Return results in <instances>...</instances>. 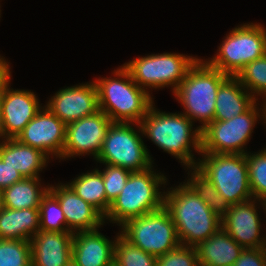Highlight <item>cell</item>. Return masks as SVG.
I'll use <instances>...</instances> for the list:
<instances>
[{
  "instance_id": "cell-1",
  "label": "cell",
  "mask_w": 266,
  "mask_h": 266,
  "mask_svg": "<svg viewBox=\"0 0 266 266\" xmlns=\"http://www.w3.org/2000/svg\"><path fill=\"white\" fill-rule=\"evenodd\" d=\"M139 124L143 136L159 149L179 159L184 170L196 167L198 160H195L193 150L201 154V129L198 126L193 129L195 123L186 115L160 111L153 103Z\"/></svg>"
},
{
  "instance_id": "cell-24",
  "label": "cell",
  "mask_w": 266,
  "mask_h": 266,
  "mask_svg": "<svg viewBox=\"0 0 266 266\" xmlns=\"http://www.w3.org/2000/svg\"><path fill=\"white\" fill-rule=\"evenodd\" d=\"M48 189L49 184L41 185V178H24L2 190L4 207L14 210L39 208Z\"/></svg>"
},
{
  "instance_id": "cell-33",
  "label": "cell",
  "mask_w": 266,
  "mask_h": 266,
  "mask_svg": "<svg viewBox=\"0 0 266 266\" xmlns=\"http://www.w3.org/2000/svg\"><path fill=\"white\" fill-rule=\"evenodd\" d=\"M156 266H199L196 247L180 245L158 256Z\"/></svg>"
},
{
  "instance_id": "cell-23",
  "label": "cell",
  "mask_w": 266,
  "mask_h": 266,
  "mask_svg": "<svg viewBox=\"0 0 266 266\" xmlns=\"http://www.w3.org/2000/svg\"><path fill=\"white\" fill-rule=\"evenodd\" d=\"M39 208L0 211V239L28 240L39 231Z\"/></svg>"
},
{
  "instance_id": "cell-26",
  "label": "cell",
  "mask_w": 266,
  "mask_h": 266,
  "mask_svg": "<svg viewBox=\"0 0 266 266\" xmlns=\"http://www.w3.org/2000/svg\"><path fill=\"white\" fill-rule=\"evenodd\" d=\"M186 169L188 170V176H190L187 177L188 179L186 178L187 181H184L207 203L208 207L222 219L231 208L230 202L218 193L213 183L196 167Z\"/></svg>"
},
{
  "instance_id": "cell-30",
  "label": "cell",
  "mask_w": 266,
  "mask_h": 266,
  "mask_svg": "<svg viewBox=\"0 0 266 266\" xmlns=\"http://www.w3.org/2000/svg\"><path fill=\"white\" fill-rule=\"evenodd\" d=\"M249 185L253 198L266 201V148L246 154Z\"/></svg>"
},
{
  "instance_id": "cell-6",
  "label": "cell",
  "mask_w": 266,
  "mask_h": 266,
  "mask_svg": "<svg viewBox=\"0 0 266 266\" xmlns=\"http://www.w3.org/2000/svg\"><path fill=\"white\" fill-rule=\"evenodd\" d=\"M258 102L230 120L209 123L201 131V153L246 154V145L251 140L258 119L265 123L264 103L260 102V106Z\"/></svg>"
},
{
  "instance_id": "cell-25",
  "label": "cell",
  "mask_w": 266,
  "mask_h": 266,
  "mask_svg": "<svg viewBox=\"0 0 266 266\" xmlns=\"http://www.w3.org/2000/svg\"><path fill=\"white\" fill-rule=\"evenodd\" d=\"M77 176L67 184L79 197L96 208L105 217L111 202L106 197L103 177L99 169L95 167L91 172L87 171Z\"/></svg>"
},
{
  "instance_id": "cell-11",
  "label": "cell",
  "mask_w": 266,
  "mask_h": 266,
  "mask_svg": "<svg viewBox=\"0 0 266 266\" xmlns=\"http://www.w3.org/2000/svg\"><path fill=\"white\" fill-rule=\"evenodd\" d=\"M120 229L126 240L155 257L181 245L175 224L164 206L126 221Z\"/></svg>"
},
{
  "instance_id": "cell-3",
  "label": "cell",
  "mask_w": 266,
  "mask_h": 266,
  "mask_svg": "<svg viewBox=\"0 0 266 266\" xmlns=\"http://www.w3.org/2000/svg\"><path fill=\"white\" fill-rule=\"evenodd\" d=\"M112 74L113 78L99 77L94 80L99 110L113 123H140L154 103V98L134 82L123 65L113 70Z\"/></svg>"
},
{
  "instance_id": "cell-5",
  "label": "cell",
  "mask_w": 266,
  "mask_h": 266,
  "mask_svg": "<svg viewBox=\"0 0 266 266\" xmlns=\"http://www.w3.org/2000/svg\"><path fill=\"white\" fill-rule=\"evenodd\" d=\"M228 77L229 75L212 67L200 57L173 92L184 109L181 113L193 123L199 121L201 124L198 127L201 131L214 121L217 91Z\"/></svg>"
},
{
  "instance_id": "cell-40",
  "label": "cell",
  "mask_w": 266,
  "mask_h": 266,
  "mask_svg": "<svg viewBox=\"0 0 266 266\" xmlns=\"http://www.w3.org/2000/svg\"><path fill=\"white\" fill-rule=\"evenodd\" d=\"M264 107H265V124L266 125V101L264 102Z\"/></svg>"
},
{
  "instance_id": "cell-39",
  "label": "cell",
  "mask_w": 266,
  "mask_h": 266,
  "mask_svg": "<svg viewBox=\"0 0 266 266\" xmlns=\"http://www.w3.org/2000/svg\"><path fill=\"white\" fill-rule=\"evenodd\" d=\"M66 266H78L73 260H71Z\"/></svg>"
},
{
  "instance_id": "cell-2",
  "label": "cell",
  "mask_w": 266,
  "mask_h": 266,
  "mask_svg": "<svg viewBox=\"0 0 266 266\" xmlns=\"http://www.w3.org/2000/svg\"><path fill=\"white\" fill-rule=\"evenodd\" d=\"M167 189L164 207L171 215L181 245L196 247L221 227V218L186 182Z\"/></svg>"
},
{
  "instance_id": "cell-35",
  "label": "cell",
  "mask_w": 266,
  "mask_h": 266,
  "mask_svg": "<svg viewBox=\"0 0 266 266\" xmlns=\"http://www.w3.org/2000/svg\"><path fill=\"white\" fill-rule=\"evenodd\" d=\"M23 175L17 169L11 167L9 164L4 163L0 159V189L3 190L10 187L15 182L22 181Z\"/></svg>"
},
{
  "instance_id": "cell-9",
  "label": "cell",
  "mask_w": 266,
  "mask_h": 266,
  "mask_svg": "<svg viewBox=\"0 0 266 266\" xmlns=\"http://www.w3.org/2000/svg\"><path fill=\"white\" fill-rule=\"evenodd\" d=\"M196 168L207 177L230 204L253 198L245 154L201 153Z\"/></svg>"
},
{
  "instance_id": "cell-20",
  "label": "cell",
  "mask_w": 266,
  "mask_h": 266,
  "mask_svg": "<svg viewBox=\"0 0 266 266\" xmlns=\"http://www.w3.org/2000/svg\"><path fill=\"white\" fill-rule=\"evenodd\" d=\"M0 159L17 169L24 178H40V173L50 161L41 150L25 145L16 138L0 141Z\"/></svg>"
},
{
  "instance_id": "cell-10",
  "label": "cell",
  "mask_w": 266,
  "mask_h": 266,
  "mask_svg": "<svg viewBox=\"0 0 266 266\" xmlns=\"http://www.w3.org/2000/svg\"><path fill=\"white\" fill-rule=\"evenodd\" d=\"M142 137L139 123H112L96 162L120 166L131 172L150 168L154 160Z\"/></svg>"
},
{
  "instance_id": "cell-27",
  "label": "cell",
  "mask_w": 266,
  "mask_h": 266,
  "mask_svg": "<svg viewBox=\"0 0 266 266\" xmlns=\"http://www.w3.org/2000/svg\"><path fill=\"white\" fill-rule=\"evenodd\" d=\"M235 77L257 101L261 98L263 103L266 101V53L247 64Z\"/></svg>"
},
{
  "instance_id": "cell-34",
  "label": "cell",
  "mask_w": 266,
  "mask_h": 266,
  "mask_svg": "<svg viewBox=\"0 0 266 266\" xmlns=\"http://www.w3.org/2000/svg\"><path fill=\"white\" fill-rule=\"evenodd\" d=\"M234 266H266V247L244 249Z\"/></svg>"
},
{
  "instance_id": "cell-28",
  "label": "cell",
  "mask_w": 266,
  "mask_h": 266,
  "mask_svg": "<svg viewBox=\"0 0 266 266\" xmlns=\"http://www.w3.org/2000/svg\"><path fill=\"white\" fill-rule=\"evenodd\" d=\"M41 231L69 232L58 198L48 189L39 205Z\"/></svg>"
},
{
  "instance_id": "cell-19",
  "label": "cell",
  "mask_w": 266,
  "mask_h": 266,
  "mask_svg": "<svg viewBox=\"0 0 266 266\" xmlns=\"http://www.w3.org/2000/svg\"><path fill=\"white\" fill-rule=\"evenodd\" d=\"M99 228L73 234L72 260L78 266H112L114 264L113 240L105 237Z\"/></svg>"
},
{
  "instance_id": "cell-32",
  "label": "cell",
  "mask_w": 266,
  "mask_h": 266,
  "mask_svg": "<svg viewBox=\"0 0 266 266\" xmlns=\"http://www.w3.org/2000/svg\"><path fill=\"white\" fill-rule=\"evenodd\" d=\"M103 170H99L103 177L107 199L112 202L122 191L131 173L123 167L103 164Z\"/></svg>"
},
{
  "instance_id": "cell-38",
  "label": "cell",
  "mask_w": 266,
  "mask_h": 266,
  "mask_svg": "<svg viewBox=\"0 0 266 266\" xmlns=\"http://www.w3.org/2000/svg\"><path fill=\"white\" fill-rule=\"evenodd\" d=\"M4 208V203H3V193L2 190L0 189V211Z\"/></svg>"
},
{
  "instance_id": "cell-36",
  "label": "cell",
  "mask_w": 266,
  "mask_h": 266,
  "mask_svg": "<svg viewBox=\"0 0 266 266\" xmlns=\"http://www.w3.org/2000/svg\"><path fill=\"white\" fill-rule=\"evenodd\" d=\"M11 68L5 57L0 55V93L3 86L11 79Z\"/></svg>"
},
{
  "instance_id": "cell-37",
  "label": "cell",
  "mask_w": 266,
  "mask_h": 266,
  "mask_svg": "<svg viewBox=\"0 0 266 266\" xmlns=\"http://www.w3.org/2000/svg\"><path fill=\"white\" fill-rule=\"evenodd\" d=\"M4 139V133H3V118H2V112H1V106H0V141Z\"/></svg>"
},
{
  "instance_id": "cell-12",
  "label": "cell",
  "mask_w": 266,
  "mask_h": 266,
  "mask_svg": "<svg viewBox=\"0 0 266 266\" xmlns=\"http://www.w3.org/2000/svg\"><path fill=\"white\" fill-rule=\"evenodd\" d=\"M113 122L101 110L66 125L63 159L90 155L96 161Z\"/></svg>"
},
{
  "instance_id": "cell-21",
  "label": "cell",
  "mask_w": 266,
  "mask_h": 266,
  "mask_svg": "<svg viewBox=\"0 0 266 266\" xmlns=\"http://www.w3.org/2000/svg\"><path fill=\"white\" fill-rule=\"evenodd\" d=\"M199 266H234L244 250L222 227L196 246Z\"/></svg>"
},
{
  "instance_id": "cell-31",
  "label": "cell",
  "mask_w": 266,
  "mask_h": 266,
  "mask_svg": "<svg viewBox=\"0 0 266 266\" xmlns=\"http://www.w3.org/2000/svg\"><path fill=\"white\" fill-rule=\"evenodd\" d=\"M0 266H32L31 241L0 239Z\"/></svg>"
},
{
  "instance_id": "cell-18",
  "label": "cell",
  "mask_w": 266,
  "mask_h": 266,
  "mask_svg": "<svg viewBox=\"0 0 266 266\" xmlns=\"http://www.w3.org/2000/svg\"><path fill=\"white\" fill-rule=\"evenodd\" d=\"M73 234L39 230L30 240L32 266H66L72 260Z\"/></svg>"
},
{
  "instance_id": "cell-13",
  "label": "cell",
  "mask_w": 266,
  "mask_h": 266,
  "mask_svg": "<svg viewBox=\"0 0 266 266\" xmlns=\"http://www.w3.org/2000/svg\"><path fill=\"white\" fill-rule=\"evenodd\" d=\"M258 204L262 205L266 214L265 202L252 198L232 204L221 219V227L244 249L266 247V235H261L263 226L258 214Z\"/></svg>"
},
{
  "instance_id": "cell-16",
  "label": "cell",
  "mask_w": 266,
  "mask_h": 266,
  "mask_svg": "<svg viewBox=\"0 0 266 266\" xmlns=\"http://www.w3.org/2000/svg\"><path fill=\"white\" fill-rule=\"evenodd\" d=\"M66 125L99 110L94 81L59 89L45 105Z\"/></svg>"
},
{
  "instance_id": "cell-8",
  "label": "cell",
  "mask_w": 266,
  "mask_h": 266,
  "mask_svg": "<svg viewBox=\"0 0 266 266\" xmlns=\"http://www.w3.org/2000/svg\"><path fill=\"white\" fill-rule=\"evenodd\" d=\"M198 57L180 53H158L136 57L123 66L134 82L151 93L150 89L171 87L172 93L179 87ZM149 89V90H148Z\"/></svg>"
},
{
  "instance_id": "cell-4",
  "label": "cell",
  "mask_w": 266,
  "mask_h": 266,
  "mask_svg": "<svg viewBox=\"0 0 266 266\" xmlns=\"http://www.w3.org/2000/svg\"><path fill=\"white\" fill-rule=\"evenodd\" d=\"M167 179L163 173H157L153 165L142 171L131 172L120 194L111 202L104 220L122 226L132 218L161 209L165 190H160L165 189Z\"/></svg>"
},
{
  "instance_id": "cell-15",
  "label": "cell",
  "mask_w": 266,
  "mask_h": 266,
  "mask_svg": "<svg viewBox=\"0 0 266 266\" xmlns=\"http://www.w3.org/2000/svg\"><path fill=\"white\" fill-rule=\"evenodd\" d=\"M11 79L0 93L4 139L17 138L42 109L37 94L31 90L10 88Z\"/></svg>"
},
{
  "instance_id": "cell-7",
  "label": "cell",
  "mask_w": 266,
  "mask_h": 266,
  "mask_svg": "<svg viewBox=\"0 0 266 266\" xmlns=\"http://www.w3.org/2000/svg\"><path fill=\"white\" fill-rule=\"evenodd\" d=\"M260 23H244L226 34L215 56L205 59L221 72L236 76L250 62L266 53V28Z\"/></svg>"
},
{
  "instance_id": "cell-22",
  "label": "cell",
  "mask_w": 266,
  "mask_h": 266,
  "mask_svg": "<svg viewBox=\"0 0 266 266\" xmlns=\"http://www.w3.org/2000/svg\"><path fill=\"white\" fill-rule=\"evenodd\" d=\"M256 101L235 76H229L217 91L214 120H230L246 112Z\"/></svg>"
},
{
  "instance_id": "cell-17",
  "label": "cell",
  "mask_w": 266,
  "mask_h": 266,
  "mask_svg": "<svg viewBox=\"0 0 266 266\" xmlns=\"http://www.w3.org/2000/svg\"><path fill=\"white\" fill-rule=\"evenodd\" d=\"M49 190L58 198L69 232L96 230L106 222L104 216L79 197L67 183L49 184Z\"/></svg>"
},
{
  "instance_id": "cell-14",
  "label": "cell",
  "mask_w": 266,
  "mask_h": 266,
  "mask_svg": "<svg viewBox=\"0 0 266 266\" xmlns=\"http://www.w3.org/2000/svg\"><path fill=\"white\" fill-rule=\"evenodd\" d=\"M16 139L41 150L49 158L61 159L66 139V124L44 105Z\"/></svg>"
},
{
  "instance_id": "cell-29",
  "label": "cell",
  "mask_w": 266,
  "mask_h": 266,
  "mask_svg": "<svg viewBox=\"0 0 266 266\" xmlns=\"http://www.w3.org/2000/svg\"><path fill=\"white\" fill-rule=\"evenodd\" d=\"M117 234L114 245L116 266H156L157 257L131 244L120 234V231Z\"/></svg>"
}]
</instances>
